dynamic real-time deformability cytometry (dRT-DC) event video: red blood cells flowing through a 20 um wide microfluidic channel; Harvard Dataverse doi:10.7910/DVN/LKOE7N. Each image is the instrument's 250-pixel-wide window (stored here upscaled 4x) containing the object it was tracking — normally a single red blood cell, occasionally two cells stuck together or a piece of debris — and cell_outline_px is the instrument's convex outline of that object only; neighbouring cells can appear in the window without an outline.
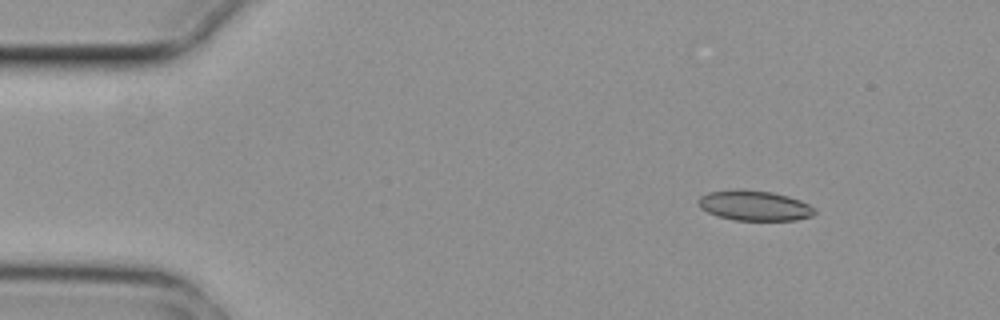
{"species": "common noctule bat (a hibernating species)", "species_latin": "Nyctalus noctula", "temperature_condition": "cold", "stored_images_in_passage": 6, "camera_frame_rate_fps": 3000, "um_per_image_px": 0.085, "animal": {"sex": "female", "body_mass_g": 29.2, "forearm_length_mm": 56.3}, "frame": {"image": 1, "passage_image": 2, "time_ms": 0.333, "image_size_px": [1000, 320], "cell_outline_px": [[816, 212], [812, 216], [796, 220], [732, 220], [716, 216], [700, 208], [696, 200], [700, 196], [708, 192], [736, 188], [772, 192], [788, 196], [800, 200], [808, 204]], "centroid_in_image_um": [64.07, 17.46], "position_along_channel_um": 20.9, "area_um2": 20.63}}
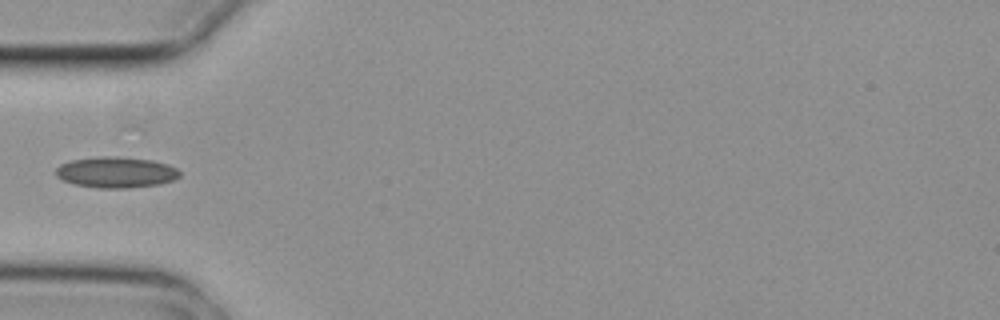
{"frame": {"image": 2, "passage_image": 5, "time_ms": 1.333, "image_size_px": [1000, 320], "cell_outline_px": [[180, 176], [172, 180], [160, 184], [128, 188], [100, 188], [76, 184], [64, 180], [56, 176], [56, 168], [60, 164], [72, 160], [100, 156], [120, 156], [152, 160], [168, 164], [176, 168], [180, 172]], "centroid_in_image_um": [9.88, 14.63], "position_along_channel_um": 75.1, "area_um2": 22.31}}
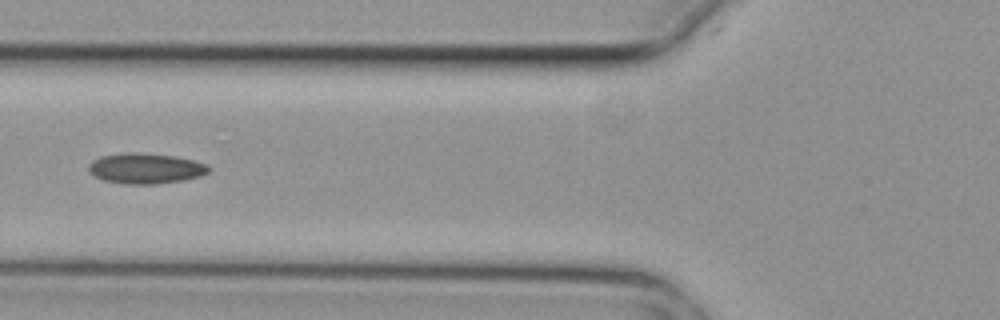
{"frame": {"image": 3, "passage_image": 6, "time_ms": 1.667, "image_size_px": [1000, 320], "cell_outline_px": [[208, 172], [200, 176], [184, 180], [156, 184], [124, 184], [104, 180], [88, 172], [88, 164], [92, 160], [100, 156], [124, 152], [136, 152], [172, 156], [192, 160], [208, 164]], "centroid_in_image_um": [12.33, 14.31], "position_along_channel_um": 113.5, "area_um2": 21.33}}